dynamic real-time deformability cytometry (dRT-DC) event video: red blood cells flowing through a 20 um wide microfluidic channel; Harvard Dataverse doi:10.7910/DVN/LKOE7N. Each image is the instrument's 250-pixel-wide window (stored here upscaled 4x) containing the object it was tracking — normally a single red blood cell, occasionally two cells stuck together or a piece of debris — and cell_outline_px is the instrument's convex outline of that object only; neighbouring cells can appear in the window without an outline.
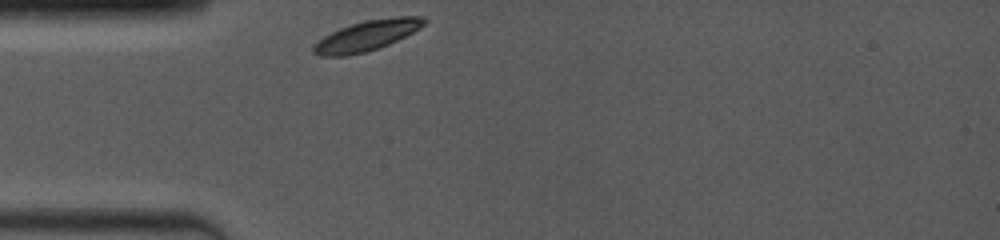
{"species": "common noctule bat (a hibernating species)", "species_latin": "Nyctalus noctula", "temperature_condition": "room temperature", "stored_images_in_passage": 21, "camera_frame_rate_fps": 4000, "um_per_image_px": 0.085, "animal": {"sex": "female", "body_mass_g": 19.0, "forearm_length_mm": 53.3}, "frame": {"image": 1, "passage_image": 1, "time_ms": 0.0, "image_size_px": [1000, 240], "cell_outline_px": [[428, 20], [420, 28], [380, 48], [348, 56], [320, 56], [312, 52], [312, 48], [324, 36], [340, 28], [364, 20], [396, 16], [424, 16]], "centroid_in_image_um": [31.2, 3.02], "position_along_channel_um": 53.8, "area_um2": 19.42}}
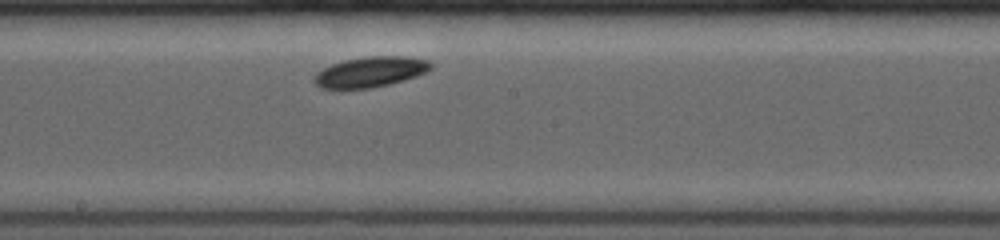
{"frame": {"image": 2, "passage_image": 10, "time_ms": 4.5, "image_size_px": [1000, 240], "cell_outline_px": [[432, 68], [416, 76], [404, 80], [372, 88], [320, 88], [312, 80], [316, 72], [332, 64], [344, 60], [368, 56], [404, 56], [428, 60], [432, 64]], "centroid_in_image_um": [31.46, 6.11], "position_along_channel_um": 216.7, "area_um2": 20.52}}
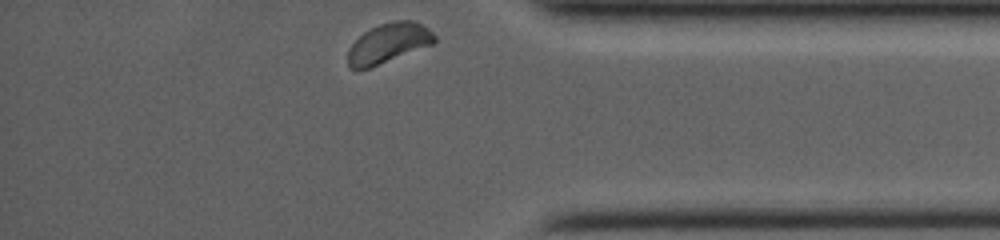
{"frame": {"image": 3, "passage_image": 21, "time_ms": 9.5, "image_size_px": [1000, 240], "cell_outline_px": [[436, 40], [432, 44], [368, 68], [348, 68], [348, 48], [364, 32], [380, 24], [392, 20], [416, 20], [428, 28], [436, 36]], "centroid_in_image_um": [33.03, 3.64], "position_along_channel_um": 402.2, "area_um2": 19.77}, "authors_computed_cell_mechanics": {"area_um2": 19.941, "velocity_mm_per_s": 3.8007, "shape_relaxation_time_tau1_ms": 1.0604, "shape_relaxation_time_tau2_ms": null, "deformation_change_tau1": 0.0416, "deformation_change_tau2": null}}